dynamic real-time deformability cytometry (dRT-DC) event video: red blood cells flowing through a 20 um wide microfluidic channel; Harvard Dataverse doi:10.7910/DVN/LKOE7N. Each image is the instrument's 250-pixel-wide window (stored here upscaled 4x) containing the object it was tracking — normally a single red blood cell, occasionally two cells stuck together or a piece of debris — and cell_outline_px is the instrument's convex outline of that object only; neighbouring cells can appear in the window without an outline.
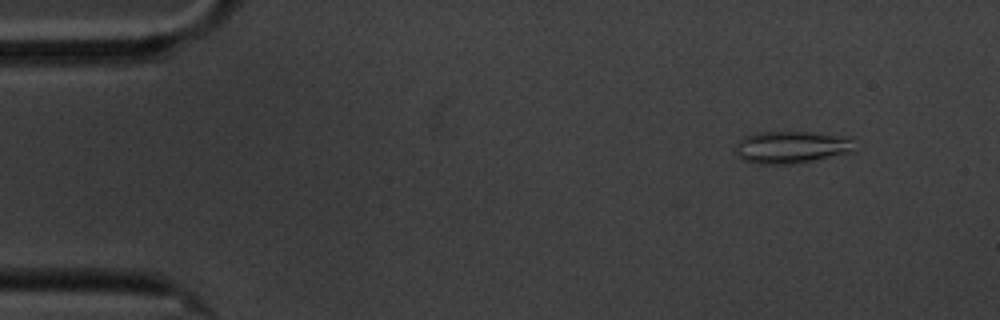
{"species": "common noctule bat (a hibernating species)", "species_latin": "Nyctalus noctula", "temperature_condition": "cold", "stored_images_in_passage": 5, "camera_frame_rate_fps": 3000, "um_per_image_px": 0.085, "animal": {"sex": "male", "body_mass_g": 20.1, "forearm_length_mm": 53.5}, "frame": {"image": 1, "passage_image": 2, "time_ms": 1.0, "image_size_px": [1000, 320], "cell_outline_px": [[856, 152], [816, 160], [792, 164], [756, 164], [744, 160], [732, 148], [740, 140], [748, 136], [760, 132], [808, 132], [852, 136]], "centroid_in_image_um": [67.36, 12.52], "position_along_channel_um": 17.6, "area_um2": 22.77}}